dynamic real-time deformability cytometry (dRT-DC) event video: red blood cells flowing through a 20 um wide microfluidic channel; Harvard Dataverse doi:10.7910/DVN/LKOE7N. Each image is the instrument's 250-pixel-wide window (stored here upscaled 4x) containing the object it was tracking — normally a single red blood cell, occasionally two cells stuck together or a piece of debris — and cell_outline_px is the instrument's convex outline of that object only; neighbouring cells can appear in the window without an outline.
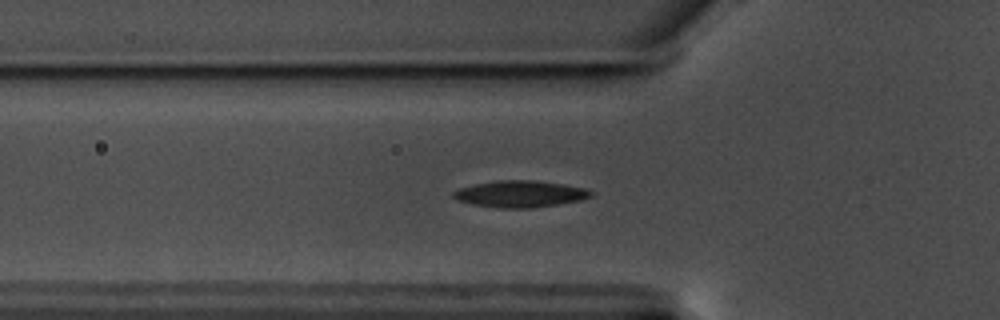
{"species": "common noctule bat (a hibernating species)", "species_latin": "Nyctalus noctula", "temperature_condition": "warm", "stored_images_in_passage": 41, "segment_of_instrument_passage": [1, 2], "camera_frame_rate_fps": 3000, "um_per_image_px": 0.085, "animal": {"sex": "male", "body_mass_g": 17.5, "forearm_length_mm": 52.3}, "frame": {"image": 1, "passage_image": 2, "time_ms": 0.333, "image_size_px": [1000, 320], "cell_outline_px": [[596, 192], [592, 196], [580, 200], [532, 208], [500, 208], [472, 204], [456, 200], [452, 196], [452, 192], [460, 188], [476, 184], [496, 180], [532, 180], [560, 184], [584, 188]], "centroid_in_image_um": [44.19, 16.49], "position_along_channel_um": 81.6, "area_um2": 21.21}}
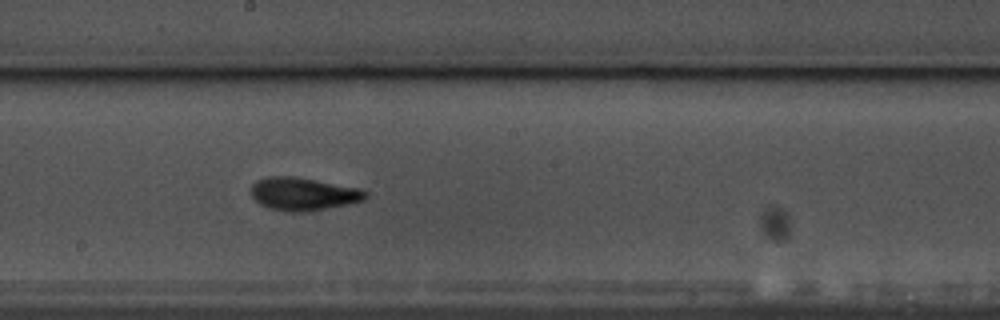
{"frame": {"image": 2, "passage_image": 14, "time_ms": 4.333, "image_size_px": [1000, 320], "cell_outline_px": [[368, 196], [364, 200], [348, 204], [308, 212], [288, 212], [268, 208], [260, 204], [252, 196], [252, 184], [256, 180], [268, 176], [292, 176], [360, 188], [368, 192]], "centroid_in_image_um": [25.78, 16.49], "position_along_channel_um": 222.4, "area_um2": 22.02}}
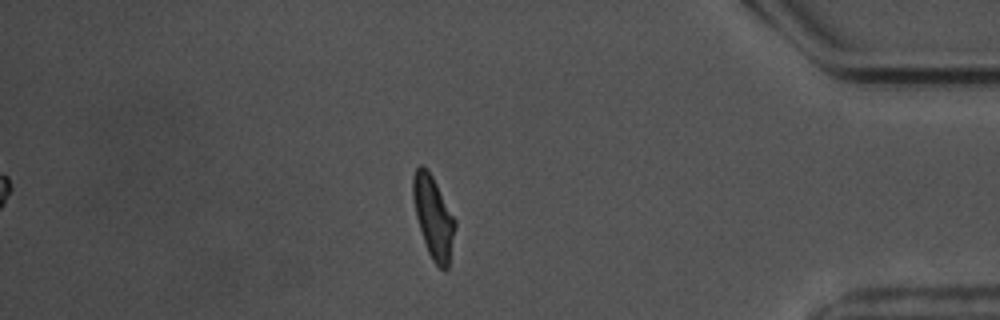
{"frame": {"image": 3, "passage_image": 32, "time_ms": 10.333, "image_size_px": [1000, 320], "cell_outline_px": [[456, 224], [448, 268], [440, 268], [432, 260], [428, 252], [416, 216], [412, 196], [412, 176], [416, 168], [420, 164], [428, 168], [456, 220]], "centroid_in_image_um": [36.83, 18.41], "position_along_channel_um": 398.4, "area_um2": 20.0}}